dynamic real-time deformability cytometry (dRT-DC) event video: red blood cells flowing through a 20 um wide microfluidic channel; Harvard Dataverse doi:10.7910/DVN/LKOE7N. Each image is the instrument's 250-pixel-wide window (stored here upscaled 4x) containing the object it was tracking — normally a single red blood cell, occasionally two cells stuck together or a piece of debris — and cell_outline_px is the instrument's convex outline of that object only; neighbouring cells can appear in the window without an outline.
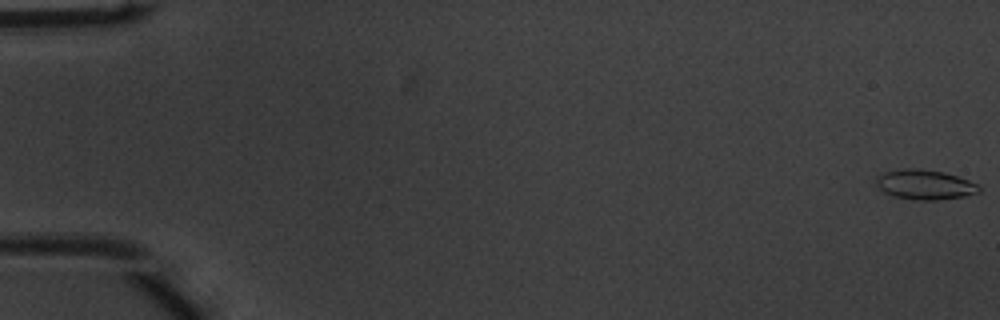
{"species": "common noctule bat (a hibernating species)", "species_latin": "Nyctalus noctula", "temperature_condition": "warm", "stored_images_in_passage": 52, "camera_frame_rate_fps": 3000, "um_per_image_px": 0.085, "animal": {"sex": "male", "body_mass_g": 20.1, "forearm_length_mm": 53.5}, "frame": {"image": 1, "passage_image": 1, "time_ms": 0.0, "image_size_px": [1000, 320], "cell_outline_px": [[980, 192], [964, 196], [936, 200], [916, 200], [892, 196], [884, 192], [876, 184], [876, 176], [884, 172], [904, 168], [920, 168], [944, 172], [980, 184]], "centroid_in_image_um": [78.61, 15.69], "position_along_channel_um": 6.4, "area_um2": 17.98}}
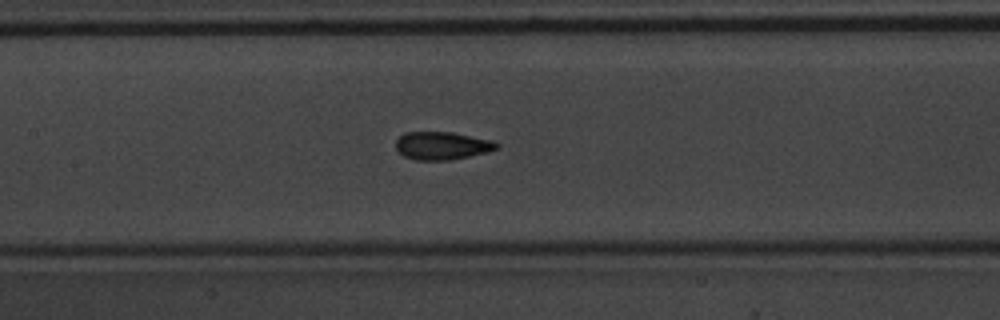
{"frame": {"image": 2, "passage_image": 26, "time_ms": 8.333, "image_size_px": [1000, 320], "cell_outline_px": [[500, 148], [488, 152], [452, 160], [416, 160], [404, 156], [396, 152], [396, 140], [404, 132], [452, 132], [496, 140], [500, 144]], "centroid_in_image_um": [37.62, 12.38], "position_along_channel_um": 169.8, "area_um2": 16.82}}
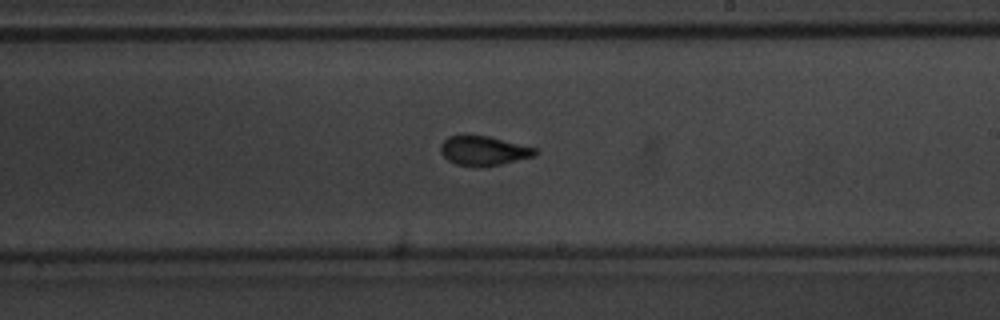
{"frame": {"image": 3, "passage_image": 32, "time_ms": 10.333, "image_size_px": [1000, 320], "cell_outline_px": [[536, 156], [500, 164], [456, 164], [448, 160], [440, 152], [440, 144], [448, 136], [488, 136], [536, 148]], "centroid_in_image_um": [41.1, 12.78], "position_along_channel_um": 247.9, "area_um2": 15.49}}